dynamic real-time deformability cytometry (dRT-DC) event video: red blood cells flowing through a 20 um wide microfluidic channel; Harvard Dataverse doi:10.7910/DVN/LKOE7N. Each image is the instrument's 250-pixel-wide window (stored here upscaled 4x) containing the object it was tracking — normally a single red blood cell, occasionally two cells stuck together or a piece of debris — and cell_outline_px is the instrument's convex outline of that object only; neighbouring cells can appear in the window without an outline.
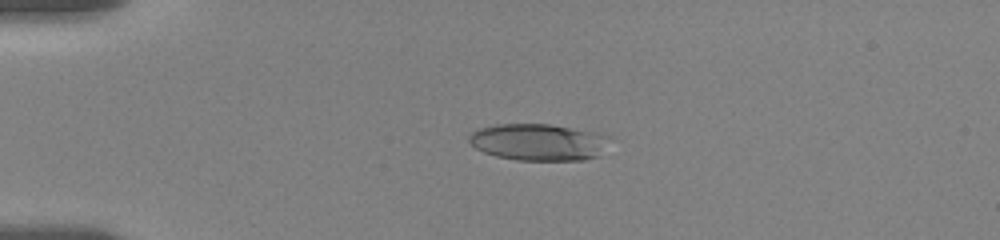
{"species": "human", "species_latin": "Homo sapiens", "temperature_condition": "room temperature", "stored_images_in_passage": 37, "camera_frame_rate_fps": 3000, "um_per_image_px": 0.085, "donor": {"sex": "female"}, "frame": {"image": 1, "passage_image": 14, "time_ms": 4.333, "image_size_px": [1000, 240], "cell_outline_px": [[596, 156], [584, 160], [516, 160], [496, 156], [484, 152], [476, 148], [468, 140], [468, 136], [472, 132], [480, 128], [496, 124], [552, 124], [592, 132], [596, 136]], "centroid_in_image_um": [45.47, 12.08], "position_along_channel_um": 39.5, "area_um2": 28.5}}
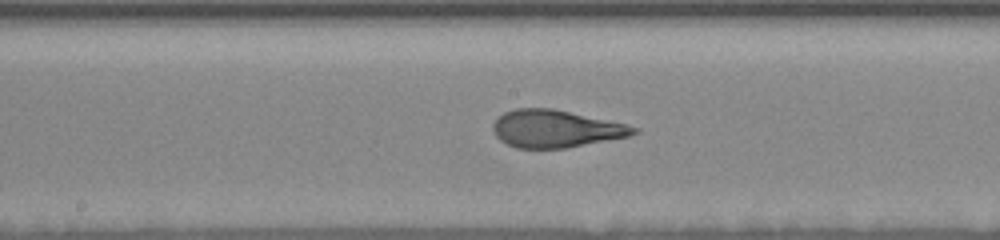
{"frame": {"image": 2, "passage_image": 28, "time_ms": 10.0, "image_size_px": [1000, 240], "cell_outline_px": [[640, 132], [628, 136], [568, 148], [516, 148], [500, 140], [496, 136], [492, 128], [492, 124], [504, 112], [516, 108], [552, 108], [628, 124], [640, 128]], "centroid_in_image_um": [47.26, 10.94], "position_along_channel_um": 200.9, "area_um2": 30.75}}
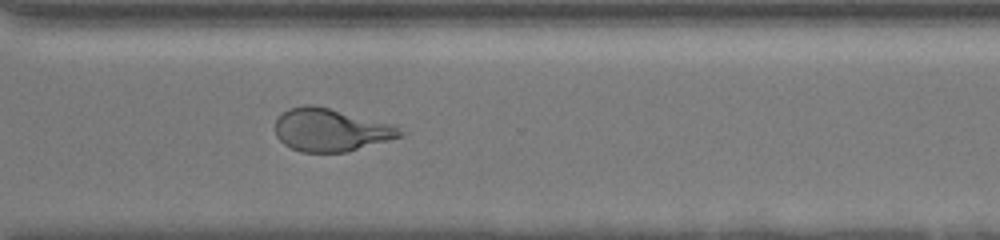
{"frame": {"image": 3, "passage_image": 37, "time_ms": 14.0, "image_size_px": [1000, 240], "cell_outline_px": [[408, 132], [404, 136], [348, 152], [300, 152], [284, 144], [276, 136], [276, 120], [288, 108], [304, 104], [316, 104], [392, 124]], "centroid_in_image_um": [28.15, 11.04], "position_along_channel_um": 342.4, "area_um2": 31.5}}